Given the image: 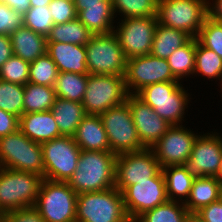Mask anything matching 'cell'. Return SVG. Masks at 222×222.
Returning <instances> with one entry per match:
<instances>
[{
    "label": "cell",
    "instance_id": "1",
    "mask_svg": "<svg viewBox=\"0 0 222 222\" xmlns=\"http://www.w3.org/2000/svg\"><path fill=\"white\" fill-rule=\"evenodd\" d=\"M116 159L117 154L111 151L81 150L68 185L77 194L115 187Z\"/></svg>",
    "mask_w": 222,
    "mask_h": 222
},
{
    "label": "cell",
    "instance_id": "2",
    "mask_svg": "<svg viewBox=\"0 0 222 222\" xmlns=\"http://www.w3.org/2000/svg\"><path fill=\"white\" fill-rule=\"evenodd\" d=\"M182 84L158 82L143 87L135 95L171 125H182L192 99Z\"/></svg>",
    "mask_w": 222,
    "mask_h": 222
},
{
    "label": "cell",
    "instance_id": "3",
    "mask_svg": "<svg viewBox=\"0 0 222 222\" xmlns=\"http://www.w3.org/2000/svg\"><path fill=\"white\" fill-rule=\"evenodd\" d=\"M76 222H131L115 187L77 195Z\"/></svg>",
    "mask_w": 222,
    "mask_h": 222
},
{
    "label": "cell",
    "instance_id": "4",
    "mask_svg": "<svg viewBox=\"0 0 222 222\" xmlns=\"http://www.w3.org/2000/svg\"><path fill=\"white\" fill-rule=\"evenodd\" d=\"M43 176L0 167V213L34 206Z\"/></svg>",
    "mask_w": 222,
    "mask_h": 222
},
{
    "label": "cell",
    "instance_id": "5",
    "mask_svg": "<svg viewBox=\"0 0 222 222\" xmlns=\"http://www.w3.org/2000/svg\"><path fill=\"white\" fill-rule=\"evenodd\" d=\"M0 167L35 173L44 178L41 144L30 140L19 129L0 137Z\"/></svg>",
    "mask_w": 222,
    "mask_h": 222
},
{
    "label": "cell",
    "instance_id": "6",
    "mask_svg": "<svg viewBox=\"0 0 222 222\" xmlns=\"http://www.w3.org/2000/svg\"><path fill=\"white\" fill-rule=\"evenodd\" d=\"M156 16L160 25L196 38L208 18V0H157Z\"/></svg>",
    "mask_w": 222,
    "mask_h": 222
},
{
    "label": "cell",
    "instance_id": "7",
    "mask_svg": "<svg viewBox=\"0 0 222 222\" xmlns=\"http://www.w3.org/2000/svg\"><path fill=\"white\" fill-rule=\"evenodd\" d=\"M77 195L67 182L43 179L34 207L45 222H76Z\"/></svg>",
    "mask_w": 222,
    "mask_h": 222
},
{
    "label": "cell",
    "instance_id": "8",
    "mask_svg": "<svg viewBox=\"0 0 222 222\" xmlns=\"http://www.w3.org/2000/svg\"><path fill=\"white\" fill-rule=\"evenodd\" d=\"M85 50L88 74L125 75L127 58L114 32L94 34L85 45Z\"/></svg>",
    "mask_w": 222,
    "mask_h": 222
},
{
    "label": "cell",
    "instance_id": "9",
    "mask_svg": "<svg viewBox=\"0 0 222 222\" xmlns=\"http://www.w3.org/2000/svg\"><path fill=\"white\" fill-rule=\"evenodd\" d=\"M128 95L124 76L88 74L82 105L86 114L100 115L122 105Z\"/></svg>",
    "mask_w": 222,
    "mask_h": 222
},
{
    "label": "cell",
    "instance_id": "10",
    "mask_svg": "<svg viewBox=\"0 0 222 222\" xmlns=\"http://www.w3.org/2000/svg\"><path fill=\"white\" fill-rule=\"evenodd\" d=\"M107 134L110 150L114 154L144 150L127 102L99 115Z\"/></svg>",
    "mask_w": 222,
    "mask_h": 222
},
{
    "label": "cell",
    "instance_id": "11",
    "mask_svg": "<svg viewBox=\"0 0 222 222\" xmlns=\"http://www.w3.org/2000/svg\"><path fill=\"white\" fill-rule=\"evenodd\" d=\"M44 179L67 182L76 170L81 149L72 136H60L41 144Z\"/></svg>",
    "mask_w": 222,
    "mask_h": 222
},
{
    "label": "cell",
    "instance_id": "12",
    "mask_svg": "<svg viewBox=\"0 0 222 222\" xmlns=\"http://www.w3.org/2000/svg\"><path fill=\"white\" fill-rule=\"evenodd\" d=\"M116 23L114 33L127 59L151 53L157 16L119 19Z\"/></svg>",
    "mask_w": 222,
    "mask_h": 222
},
{
    "label": "cell",
    "instance_id": "13",
    "mask_svg": "<svg viewBox=\"0 0 222 222\" xmlns=\"http://www.w3.org/2000/svg\"><path fill=\"white\" fill-rule=\"evenodd\" d=\"M161 169L151 148L118 154L116 159L115 188L122 193L128 186L153 178Z\"/></svg>",
    "mask_w": 222,
    "mask_h": 222
},
{
    "label": "cell",
    "instance_id": "14",
    "mask_svg": "<svg viewBox=\"0 0 222 222\" xmlns=\"http://www.w3.org/2000/svg\"><path fill=\"white\" fill-rule=\"evenodd\" d=\"M122 196L126 213L131 222H134L146 211L166 203L168 198L162 169L148 181L128 186L122 192Z\"/></svg>",
    "mask_w": 222,
    "mask_h": 222
},
{
    "label": "cell",
    "instance_id": "15",
    "mask_svg": "<svg viewBox=\"0 0 222 222\" xmlns=\"http://www.w3.org/2000/svg\"><path fill=\"white\" fill-rule=\"evenodd\" d=\"M124 78L129 94H136L143 87L158 82H181L173 76L167 59L151 54L127 59Z\"/></svg>",
    "mask_w": 222,
    "mask_h": 222
},
{
    "label": "cell",
    "instance_id": "16",
    "mask_svg": "<svg viewBox=\"0 0 222 222\" xmlns=\"http://www.w3.org/2000/svg\"><path fill=\"white\" fill-rule=\"evenodd\" d=\"M213 131L199 133L191 155L182 164L194 179L206 176L216 177L222 154V134Z\"/></svg>",
    "mask_w": 222,
    "mask_h": 222
},
{
    "label": "cell",
    "instance_id": "17",
    "mask_svg": "<svg viewBox=\"0 0 222 222\" xmlns=\"http://www.w3.org/2000/svg\"><path fill=\"white\" fill-rule=\"evenodd\" d=\"M198 135L184 125H171L151 147L161 168L182 165L191 155Z\"/></svg>",
    "mask_w": 222,
    "mask_h": 222
},
{
    "label": "cell",
    "instance_id": "18",
    "mask_svg": "<svg viewBox=\"0 0 222 222\" xmlns=\"http://www.w3.org/2000/svg\"><path fill=\"white\" fill-rule=\"evenodd\" d=\"M126 102L129 105L141 144L145 148H151L166 133L171 124L161 118L135 94H129Z\"/></svg>",
    "mask_w": 222,
    "mask_h": 222
},
{
    "label": "cell",
    "instance_id": "19",
    "mask_svg": "<svg viewBox=\"0 0 222 222\" xmlns=\"http://www.w3.org/2000/svg\"><path fill=\"white\" fill-rule=\"evenodd\" d=\"M47 54L56 64L59 73L69 72L88 75L85 46L71 43L47 42Z\"/></svg>",
    "mask_w": 222,
    "mask_h": 222
},
{
    "label": "cell",
    "instance_id": "20",
    "mask_svg": "<svg viewBox=\"0 0 222 222\" xmlns=\"http://www.w3.org/2000/svg\"><path fill=\"white\" fill-rule=\"evenodd\" d=\"M19 130L30 140L40 144L62 136L51 110L23 113L19 117Z\"/></svg>",
    "mask_w": 222,
    "mask_h": 222
},
{
    "label": "cell",
    "instance_id": "21",
    "mask_svg": "<svg viewBox=\"0 0 222 222\" xmlns=\"http://www.w3.org/2000/svg\"><path fill=\"white\" fill-rule=\"evenodd\" d=\"M81 150L111 151L102 119L99 115L87 114L73 136Z\"/></svg>",
    "mask_w": 222,
    "mask_h": 222
},
{
    "label": "cell",
    "instance_id": "22",
    "mask_svg": "<svg viewBox=\"0 0 222 222\" xmlns=\"http://www.w3.org/2000/svg\"><path fill=\"white\" fill-rule=\"evenodd\" d=\"M13 54L31 63L47 53V39L26 26L19 27L9 35Z\"/></svg>",
    "mask_w": 222,
    "mask_h": 222
},
{
    "label": "cell",
    "instance_id": "23",
    "mask_svg": "<svg viewBox=\"0 0 222 222\" xmlns=\"http://www.w3.org/2000/svg\"><path fill=\"white\" fill-rule=\"evenodd\" d=\"M222 198V183L217 177L196 178L187 200L183 203L189 212H197Z\"/></svg>",
    "mask_w": 222,
    "mask_h": 222
},
{
    "label": "cell",
    "instance_id": "24",
    "mask_svg": "<svg viewBox=\"0 0 222 222\" xmlns=\"http://www.w3.org/2000/svg\"><path fill=\"white\" fill-rule=\"evenodd\" d=\"M62 136H74L78 125L87 115L82 103L55 98L51 109Z\"/></svg>",
    "mask_w": 222,
    "mask_h": 222
},
{
    "label": "cell",
    "instance_id": "25",
    "mask_svg": "<svg viewBox=\"0 0 222 222\" xmlns=\"http://www.w3.org/2000/svg\"><path fill=\"white\" fill-rule=\"evenodd\" d=\"M192 37L186 32L159 23L156 26L151 55L168 59L174 50L185 45Z\"/></svg>",
    "mask_w": 222,
    "mask_h": 222
},
{
    "label": "cell",
    "instance_id": "26",
    "mask_svg": "<svg viewBox=\"0 0 222 222\" xmlns=\"http://www.w3.org/2000/svg\"><path fill=\"white\" fill-rule=\"evenodd\" d=\"M77 18L93 34L114 32V23L118 21L115 19L112 5L85 6V9L77 14Z\"/></svg>",
    "mask_w": 222,
    "mask_h": 222
},
{
    "label": "cell",
    "instance_id": "27",
    "mask_svg": "<svg viewBox=\"0 0 222 222\" xmlns=\"http://www.w3.org/2000/svg\"><path fill=\"white\" fill-rule=\"evenodd\" d=\"M162 172L165 177L168 201L184 203L189 196L194 178L182 165L163 167Z\"/></svg>",
    "mask_w": 222,
    "mask_h": 222
},
{
    "label": "cell",
    "instance_id": "28",
    "mask_svg": "<svg viewBox=\"0 0 222 222\" xmlns=\"http://www.w3.org/2000/svg\"><path fill=\"white\" fill-rule=\"evenodd\" d=\"M93 33L78 18L63 24H55L47 35V42L71 43L85 46Z\"/></svg>",
    "mask_w": 222,
    "mask_h": 222
},
{
    "label": "cell",
    "instance_id": "29",
    "mask_svg": "<svg viewBox=\"0 0 222 222\" xmlns=\"http://www.w3.org/2000/svg\"><path fill=\"white\" fill-rule=\"evenodd\" d=\"M195 77L204 76L207 80L213 79L219 81L220 88L222 87V58L213 50L204 47L196 38L195 51Z\"/></svg>",
    "mask_w": 222,
    "mask_h": 222
},
{
    "label": "cell",
    "instance_id": "30",
    "mask_svg": "<svg viewBox=\"0 0 222 222\" xmlns=\"http://www.w3.org/2000/svg\"><path fill=\"white\" fill-rule=\"evenodd\" d=\"M196 38H191L185 45L174 50L167 61L173 76L183 82L192 77L195 71Z\"/></svg>",
    "mask_w": 222,
    "mask_h": 222
},
{
    "label": "cell",
    "instance_id": "31",
    "mask_svg": "<svg viewBox=\"0 0 222 222\" xmlns=\"http://www.w3.org/2000/svg\"><path fill=\"white\" fill-rule=\"evenodd\" d=\"M55 98L54 87L28 82L24 86V113L51 110Z\"/></svg>",
    "mask_w": 222,
    "mask_h": 222
},
{
    "label": "cell",
    "instance_id": "32",
    "mask_svg": "<svg viewBox=\"0 0 222 222\" xmlns=\"http://www.w3.org/2000/svg\"><path fill=\"white\" fill-rule=\"evenodd\" d=\"M88 75L60 72L54 86L56 97L82 103Z\"/></svg>",
    "mask_w": 222,
    "mask_h": 222
},
{
    "label": "cell",
    "instance_id": "33",
    "mask_svg": "<svg viewBox=\"0 0 222 222\" xmlns=\"http://www.w3.org/2000/svg\"><path fill=\"white\" fill-rule=\"evenodd\" d=\"M189 211L179 201H167L146 211L134 222H185Z\"/></svg>",
    "mask_w": 222,
    "mask_h": 222
},
{
    "label": "cell",
    "instance_id": "34",
    "mask_svg": "<svg viewBox=\"0 0 222 222\" xmlns=\"http://www.w3.org/2000/svg\"><path fill=\"white\" fill-rule=\"evenodd\" d=\"M115 18L156 17L157 0H111ZM121 14V15H120Z\"/></svg>",
    "mask_w": 222,
    "mask_h": 222
},
{
    "label": "cell",
    "instance_id": "35",
    "mask_svg": "<svg viewBox=\"0 0 222 222\" xmlns=\"http://www.w3.org/2000/svg\"><path fill=\"white\" fill-rule=\"evenodd\" d=\"M59 71L56 64L46 53L30 63L29 82L54 87Z\"/></svg>",
    "mask_w": 222,
    "mask_h": 222
},
{
    "label": "cell",
    "instance_id": "36",
    "mask_svg": "<svg viewBox=\"0 0 222 222\" xmlns=\"http://www.w3.org/2000/svg\"><path fill=\"white\" fill-rule=\"evenodd\" d=\"M0 109L20 117L24 113V85L0 80Z\"/></svg>",
    "mask_w": 222,
    "mask_h": 222
},
{
    "label": "cell",
    "instance_id": "37",
    "mask_svg": "<svg viewBox=\"0 0 222 222\" xmlns=\"http://www.w3.org/2000/svg\"><path fill=\"white\" fill-rule=\"evenodd\" d=\"M30 63L13 55L0 68V80L26 85L29 82Z\"/></svg>",
    "mask_w": 222,
    "mask_h": 222
},
{
    "label": "cell",
    "instance_id": "38",
    "mask_svg": "<svg viewBox=\"0 0 222 222\" xmlns=\"http://www.w3.org/2000/svg\"><path fill=\"white\" fill-rule=\"evenodd\" d=\"M24 26L47 37L54 25L48 6L30 7L23 15Z\"/></svg>",
    "mask_w": 222,
    "mask_h": 222
},
{
    "label": "cell",
    "instance_id": "39",
    "mask_svg": "<svg viewBox=\"0 0 222 222\" xmlns=\"http://www.w3.org/2000/svg\"><path fill=\"white\" fill-rule=\"evenodd\" d=\"M196 38L222 58V26L217 21L208 17Z\"/></svg>",
    "mask_w": 222,
    "mask_h": 222
},
{
    "label": "cell",
    "instance_id": "40",
    "mask_svg": "<svg viewBox=\"0 0 222 222\" xmlns=\"http://www.w3.org/2000/svg\"><path fill=\"white\" fill-rule=\"evenodd\" d=\"M23 25V15L0 1V35H10Z\"/></svg>",
    "mask_w": 222,
    "mask_h": 222
},
{
    "label": "cell",
    "instance_id": "41",
    "mask_svg": "<svg viewBox=\"0 0 222 222\" xmlns=\"http://www.w3.org/2000/svg\"><path fill=\"white\" fill-rule=\"evenodd\" d=\"M53 22L63 24L77 18V12L73 1L52 0L48 5Z\"/></svg>",
    "mask_w": 222,
    "mask_h": 222
},
{
    "label": "cell",
    "instance_id": "42",
    "mask_svg": "<svg viewBox=\"0 0 222 222\" xmlns=\"http://www.w3.org/2000/svg\"><path fill=\"white\" fill-rule=\"evenodd\" d=\"M0 222H45V220L34 206H30L3 213Z\"/></svg>",
    "mask_w": 222,
    "mask_h": 222
},
{
    "label": "cell",
    "instance_id": "43",
    "mask_svg": "<svg viewBox=\"0 0 222 222\" xmlns=\"http://www.w3.org/2000/svg\"><path fill=\"white\" fill-rule=\"evenodd\" d=\"M19 129V117L0 109V137L9 135Z\"/></svg>",
    "mask_w": 222,
    "mask_h": 222
},
{
    "label": "cell",
    "instance_id": "44",
    "mask_svg": "<svg viewBox=\"0 0 222 222\" xmlns=\"http://www.w3.org/2000/svg\"><path fill=\"white\" fill-rule=\"evenodd\" d=\"M197 213L206 222H222V198L202 207Z\"/></svg>",
    "mask_w": 222,
    "mask_h": 222
},
{
    "label": "cell",
    "instance_id": "45",
    "mask_svg": "<svg viewBox=\"0 0 222 222\" xmlns=\"http://www.w3.org/2000/svg\"><path fill=\"white\" fill-rule=\"evenodd\" d=\"M13 54L9 35H0V68Z\"/></svg>",
    "mask_w": 222,
    "mask_h": 222
},
{
    "label": "cell",
    "instance_id": "46",
    "mask_svg": "<svg viewBox=\"0 0 222 222\" xmlns=\"http://www.w3.org/2000/svg\"><path fill=\"white\" fill-rule=\"evenodd\" d=\"M4 4H7L10 8L14 9L21 15H24L31 7L30 0H1Z\"/></svg>",
    "mask_w": 222,
    "mask_h": 222
},
{
    "label": "cell",
    "instance_id": "47",
    "mask_svg": "<svg viewBox=\"0 0 222 222\" xmlns=\"http://www.w3.org/2000/svg\"><path fill=\"white\" fill-rule=\"evenodd\" d=\"M74 5L76 8L77 14L85 9V6H93V5H112L111 0H74Z\"/></svg>",
    "mask_w": 222,
    "mask_h": 222
},
{
    "label": "cell",
    "instance_id": "48",
    "mask_svg": "<svg viewBox=\"0 0 222 222\" xmlns=\"http://www.w3.org/2000/svg\"><path fill=\"white\" fill-rule=\"evenodd\" d=\"M208 17L222 18V0H208Z\"/></svg>",
    "mask_w": 222,
    "mask_h": 222
},
{
    "label": "cell",
    "instance_id": "49",
    "mask_svg": "<svg viewBox=\"0 0 222 222\" xmlns=\"http://www.w3.org/2000/svg\"><path fill=\"white\" fill-rule=\"evenodd\" d=\"M185 222H206L197 212H189Z\"/></svg>",
    "mask_w": 222,
    "mask_h": 222
},
{
    "label": "cell",
    "instance_id": "50",
    "mask_svg": "<svg viewBox=\"0 0 222 222\" xmlns=\"http://www.w3.org/2000/svg\"><path fill=\"white\" fill-rule=\"evenodd\" d=\"M52 0H30L31 7L48 6Z\"/></svg>",
    "mask_w": 222,
    "mask_h": 222
},
{
    "label": "cell",
    "instance_id": "51",
    "mask_svg": "<svg viewBox=\"0 0 222 222\" xmlns=\"http://www.w3.org/2000/svg\"><path fill=\"white\" fill-rule=\"evenodd\" d=\"M216 177L219 179V181L222 183V154H221V161L219 163V168L216 174Z\"/></svg>",
    "mask_w": 222,
    "mask_h": 222
},
{
    "label": "cell",
    "instance_id": "52",
    "mask_svg": "<svg viewBox=\"0 0 222 222\" xmlns=\"http://www.w3.org/2000/svg\"><path fill=\"white\" fill-rule=\"evenodd\" d=\"M214 21H217L222 26V18H210Z\"/></svg>",
    "mask_w": 222,
    "mask_h": 222
}]
</instances>
